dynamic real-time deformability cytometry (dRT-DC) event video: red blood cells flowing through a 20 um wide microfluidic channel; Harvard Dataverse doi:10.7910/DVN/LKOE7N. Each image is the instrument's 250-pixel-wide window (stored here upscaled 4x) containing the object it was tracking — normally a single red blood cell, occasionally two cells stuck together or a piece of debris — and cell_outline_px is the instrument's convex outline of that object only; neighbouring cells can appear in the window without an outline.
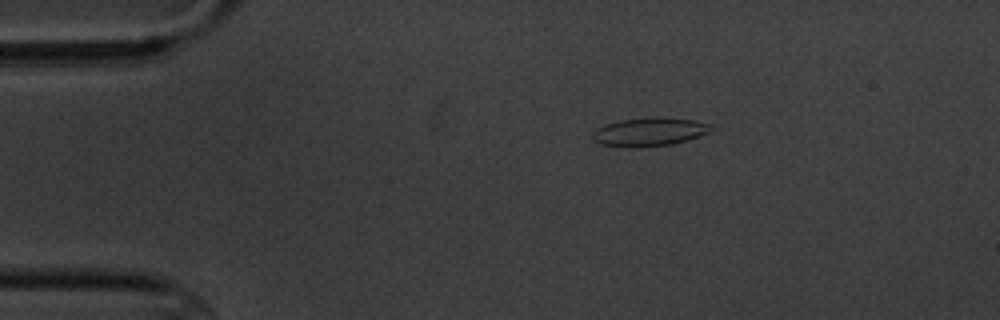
{"species": "common noctule bat (a hibernating species)", "species_latin": "Nyctalus noctula", "temperature_condition": "cold", "stored_images_in_passage": 6, "camera_frame_rate_fps": 3000, "um_per_image_px": 0.085, "animal": {"sex": "male", "body_mass_g": 20.1, "forearm_length_mm": 53.5}, "frame": {"image": 1, "passage_image": 3, "time_ms": 2.333, "image_size_px": [1000, 320], "cell_outline_px": [[716, 128], [708, 132], [688, 140], [672, 144], [640, 148], [628, 148], [600, 144], [592, 140], [592, 132], [596, 128], [604, 124], [620, 120], [656, 116], [696, 120], [708, 124]], "centroid_in_image_um": [55.16, 11.21], "position_along_channel_um": 29.8, "area_um2": 20.11}}
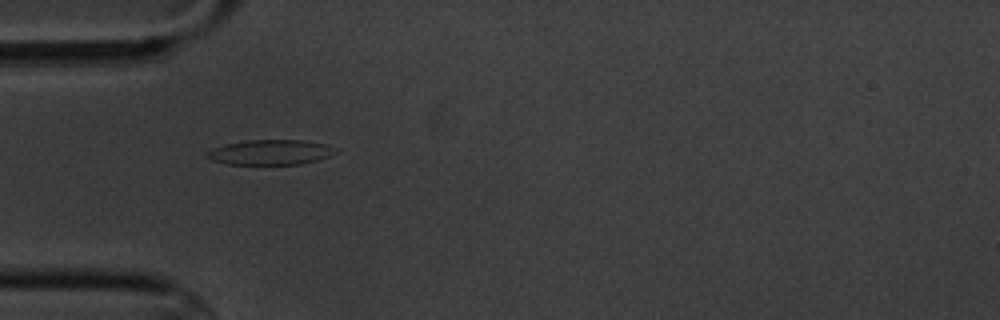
{"frame": {"image": 2, "passage_image": 5, "time_ms": 4.667, "image_size_px": [1000, 320], "cell_outline_px": [[340, 152], [316, 160], [300, 164], [228, 164], [212, 160], [204, 156], [212, 148], [228, 144], [248, 140], [304, 140], [324, 144], [340, 148]], "centroid_in_image_um": [23.04, 12.94], "position_along_channel_um": 62.0, "area_um2": 18.73}}
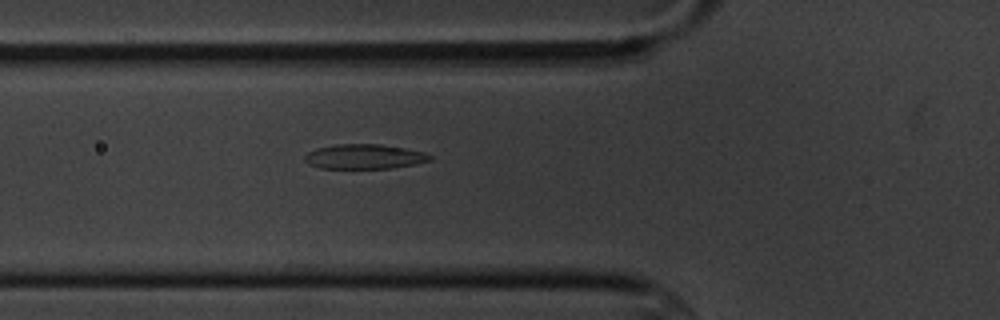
{"frame": {"image": 3, "passage_image": 6, "time_ms": 5.667, "image_size_px": [1000, 320], "cell_outline_px": [[432, 160], [416, 164], [392, 168], [320, 168], [308, 164], [304, 160], [304, 156], [308, 152], [316, 148], [336, 144], [380, 144], [404, 148], [424, 152], [432, 156]], "centroid_in_image_um": [30.96, 13.31], "position_along_channel_um": 94.8, "area_um2": 18.09}}